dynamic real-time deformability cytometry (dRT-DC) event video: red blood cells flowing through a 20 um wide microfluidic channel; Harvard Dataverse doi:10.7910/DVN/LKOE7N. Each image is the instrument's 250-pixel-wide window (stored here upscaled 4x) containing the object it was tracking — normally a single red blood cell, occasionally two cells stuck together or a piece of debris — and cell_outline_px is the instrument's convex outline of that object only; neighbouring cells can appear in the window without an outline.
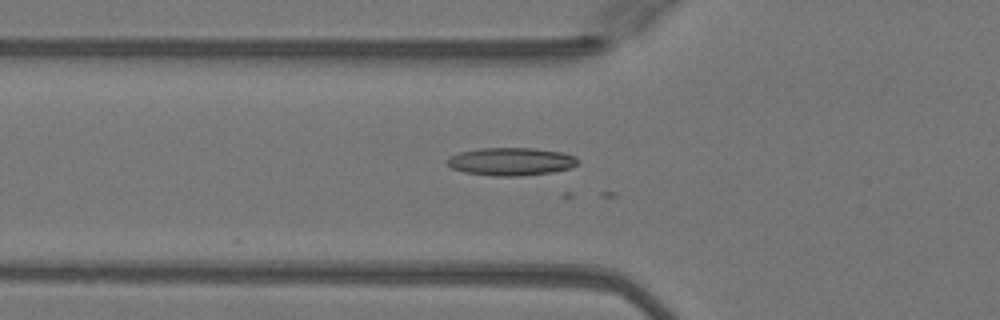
{"species": "Egyptian fruit bat (a non-hibernating species)", "species_latin": "Rousettus aegyptiacus", "temperature_condition": "warm", "stored_images_in_passage": 18, "camera_frame_rate_fps": 3000, "um_per_image_px": 0.085, "animal": {"sex": "female"}, "frame": {"image": 1, "passage_image": 7, "time_ms": 2.0, "image_size_px": [1000, 320], "cell_outline_px": [[580, 160], [572, 168], [552, 172], [520, 176], [492, 176], [464, 172], [452, 168], [444, 160], [448, 156], [460, 152], [480, 148], [532, 148], [560, 152], [576, 156]], "centroid_in_image_um": [43.42, 13.73], "position_along_channel_um": 82.4, "area_um2": 21.39}}
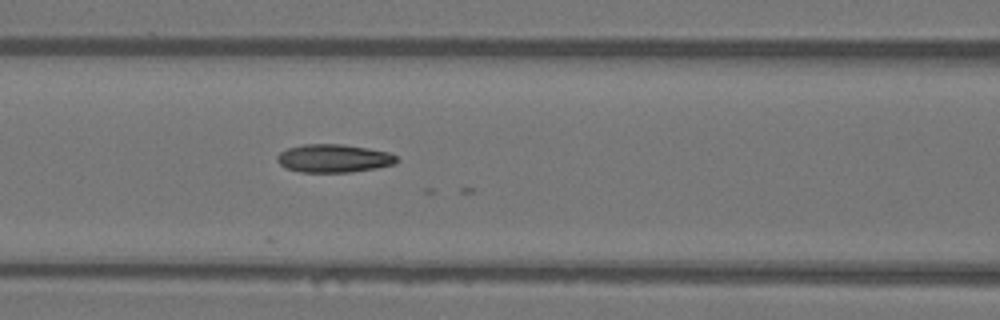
{"frame": {"image": 2, "passage_image": 11, "time_ms": 3.333, "image_size_px": [1000, 320], "cell_outline_px": [[400, 160], [396, 164], [376, 168], [352, 172], [300, 172], [284, 168], [276, 160], [276, 156], [280, 152], [288, 148], [304, 144], [340, 144], [368, 148], [392, 152]], "centroid_in_image_um": [28.39, 13.46], "position_along_channel_um": 138.2, "area_um2": 19.88}}
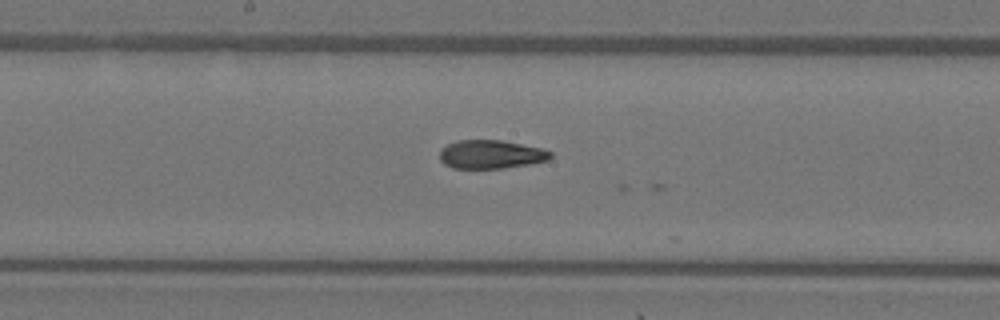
{"frame": {"image": 3, "passage_image": 16, "time_ms": 5.0, "image_size_px": [1000, 320], "cell_outline_px": [[552, 156], [548, 160], [528, 164], [504, 168], [452, 168], [444, 164], [440, 160], [440, 148], [456, 140], [500, 140], [540, 148], [552, 152]], "centroid_in_image_um": [41.69, 13.12], "position_along_channel_um": 206.5, "area_um2": 18.38}}